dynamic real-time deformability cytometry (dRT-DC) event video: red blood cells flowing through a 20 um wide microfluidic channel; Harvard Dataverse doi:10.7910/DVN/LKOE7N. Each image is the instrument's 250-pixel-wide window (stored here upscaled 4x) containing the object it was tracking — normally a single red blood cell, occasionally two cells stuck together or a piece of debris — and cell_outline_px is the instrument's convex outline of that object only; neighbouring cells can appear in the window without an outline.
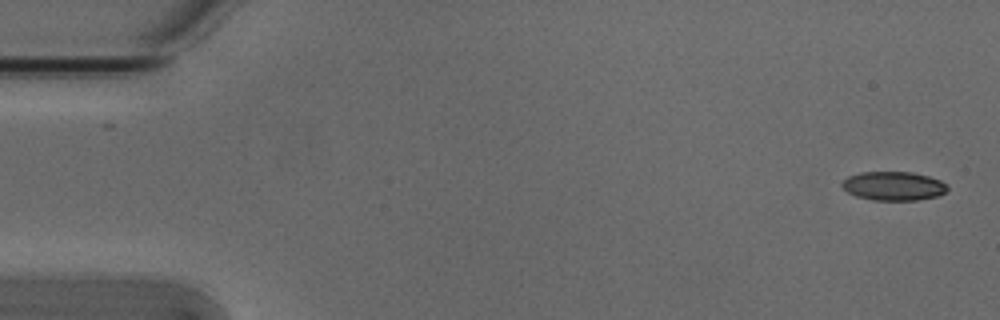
{"species": "Egyptian fruit bat (a non-hibernating species)", "species_latin": "Rousettus aegyptiacus", "temperature_condition": "cold", "stored_images_in_passage": 7, "camera_frame_rate_fps": 3000, "um_per_image_px": 0.085, "animal": {"sex": "male"}, "frame": {"image": 1, "passage_image": 1, "time_ms": 0.0, "image_size_px": [1000, 320], "cell_outline_px": [[948, 188], [940, 196], [916, 200], [872, 200], [856, 196], [848, 192], [840, 184], [848, 176], [860, 172], [912, 172], [928, 176], [940, 180], [948, 184]], "centroid_in_image_um": [75.96, 15.81], "position_along_channel_um": 9.0, "area_um2": 17.8}}
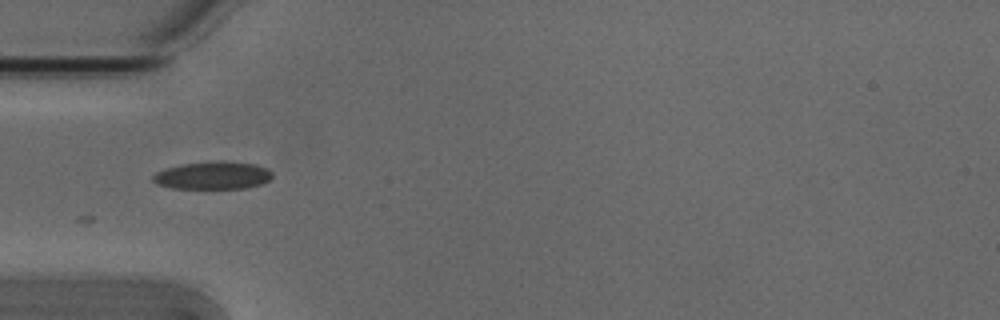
{"frame": {"image": 2, "passage_image": 5, "time_ms": 1.333, "image_size_px": [1000, 320], "cell_outline_px": [[272, 176], [268, 180], [260, 184], [248, 188], [172, 188], [156, 184], [152, 180], [152, 176], [156, 172], [168, 168], [184, 164], [220, 160], [256, 164], [268, 168], [272, 172]], "centroid_in_image_um": [18.11, 14.91], "position_along_channel_um": 66.9, "area_um2": 19.25}}